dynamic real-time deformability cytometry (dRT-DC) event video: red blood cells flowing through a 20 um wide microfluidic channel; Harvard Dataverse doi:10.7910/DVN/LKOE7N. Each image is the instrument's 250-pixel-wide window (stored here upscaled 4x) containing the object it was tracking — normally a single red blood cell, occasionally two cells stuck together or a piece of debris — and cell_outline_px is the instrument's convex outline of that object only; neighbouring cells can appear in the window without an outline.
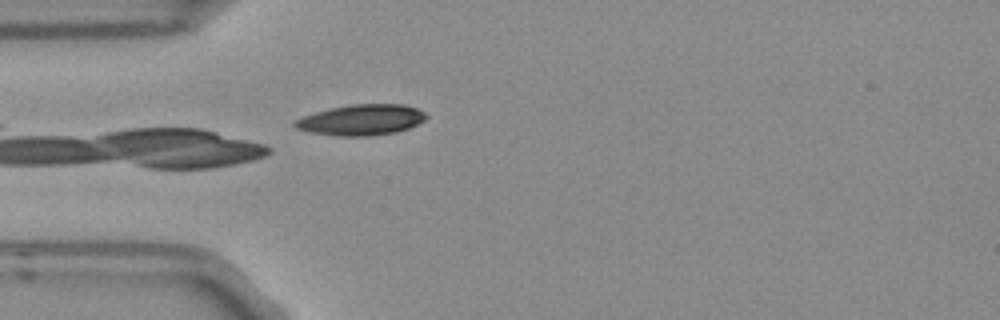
{"species": "Egyptian fruit bat (a non-hibernating species)", "species_latin": "Rousettus aegyptiacus", "temperature_condition": "room temperature", "stored_images_in_passage": 5, "camera_frame_rate_fps": 3000, "um_per_image_px": 0.085, "frame": {"image": 1, "passage_image": 5, "time_ms": 1.333, "image_size_px": [1000, 320], "cell_outline_px": [[428, 116], [424, 120], [408, 128], [396, 132], [368, 136], [340, 136], [312, 132], [296, 128], [292, 124], [296, 120], [304, 116], [328, 108], [352, 104], [404, 104], [416, 108], [424, 112]], "centroid_in_image_um": [30.72, 10.18], "position_along_channel_um": 54.3, "area_um2": 23.35}}